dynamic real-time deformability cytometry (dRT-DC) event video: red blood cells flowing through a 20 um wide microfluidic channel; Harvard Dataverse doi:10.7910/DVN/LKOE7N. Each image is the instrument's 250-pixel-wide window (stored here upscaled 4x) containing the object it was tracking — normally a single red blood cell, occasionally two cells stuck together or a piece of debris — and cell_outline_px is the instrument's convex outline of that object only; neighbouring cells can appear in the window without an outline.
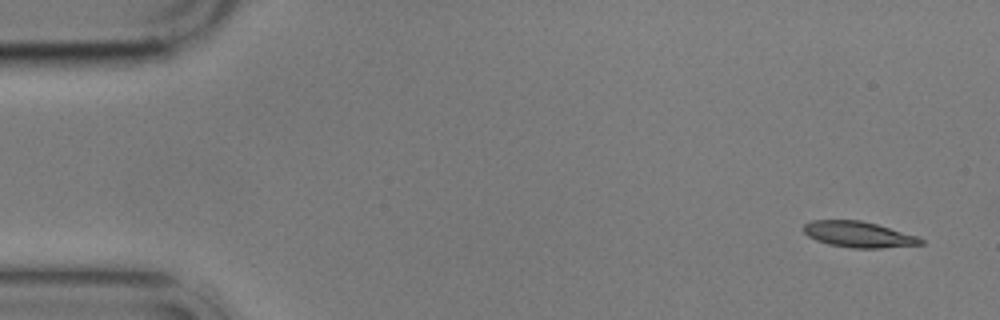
{"species": "common noctule bat (a hibernating species)", "species_latin": "Nyctalus noctula", "temperature_condition": "cold", "stored_images_in_passage": 6, "camera_frame_rate_fps": 3000, "um_per_image_px": 0.085, "animal": {"sex": "male", "body_mass_g": 17.9}, "frame": {"image": 1, "passage_image": 1, "time_ms": 0.0, "image_size_px": [1000, 320], "cell_outline_px": [[924, 244], [880, 248], [852, 248], [828, 244], [816, 240], [808, 236], [800, 228], [804, 224], [812, 220], [860, 220], [876, 224], [916, 236], [924, 240]], "centroid_in_image_um": [72.92, 19.92], "position_along_channel_um": 12.1, "area_um2": 17.63}}
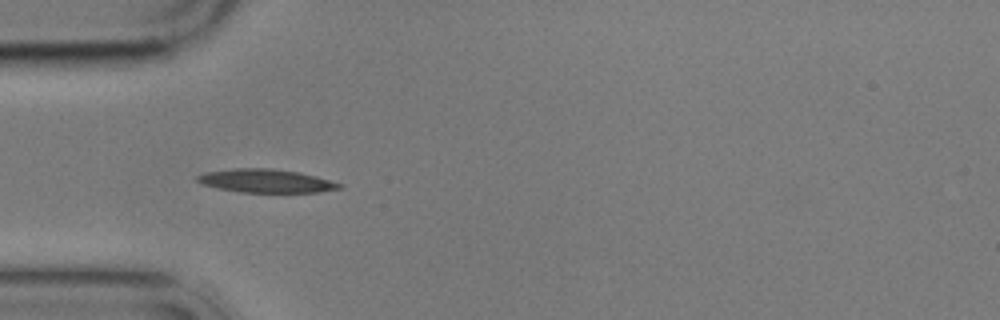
{"frame": {"image": 2, "passage_image": 5, "time_ms": 4.667, "image_size_px": [1000, 320], "cell_outline_px": [[344, 188], [316, 192], [240, 192], [216, 188], [204, 184], [196, 180], [196, 176], [204, 172], [232, 168], [272, 168], [296, 172], [316, 176], [344, 184]], "centroid_in_image_um": [22.61, 15.37], "position_along_channel_um": 62.4, "area_um2": 19.42}}
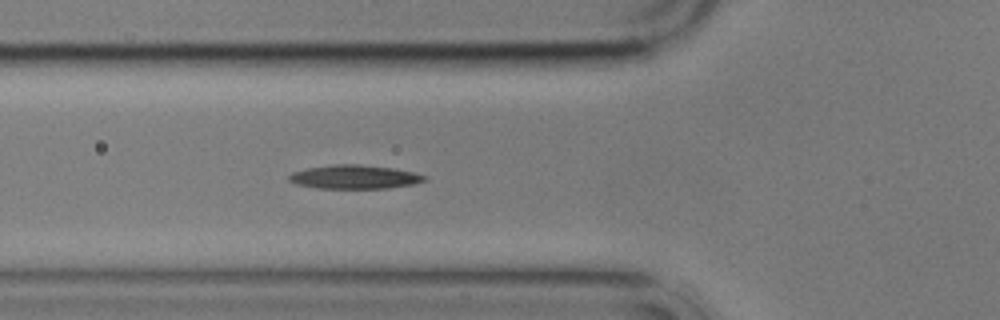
{"frame": {"image": 3, "passage_image": 6, "time_ms": 5.667, "image_size_px": [1000, 320], "cell_outline_px": [[428, 180], [412, 184], [388, 188], [316, 188], [296, 184], [288, 180], [288, 176], [292, 172], [308, 168], [332, 164], [360, 164], [392, 168], [416, 172], [428, 176]], "centroid_in_image_um": [30.15, 15.03], "position_along_channel_um": 95.6, "area_um2": 18.9}}